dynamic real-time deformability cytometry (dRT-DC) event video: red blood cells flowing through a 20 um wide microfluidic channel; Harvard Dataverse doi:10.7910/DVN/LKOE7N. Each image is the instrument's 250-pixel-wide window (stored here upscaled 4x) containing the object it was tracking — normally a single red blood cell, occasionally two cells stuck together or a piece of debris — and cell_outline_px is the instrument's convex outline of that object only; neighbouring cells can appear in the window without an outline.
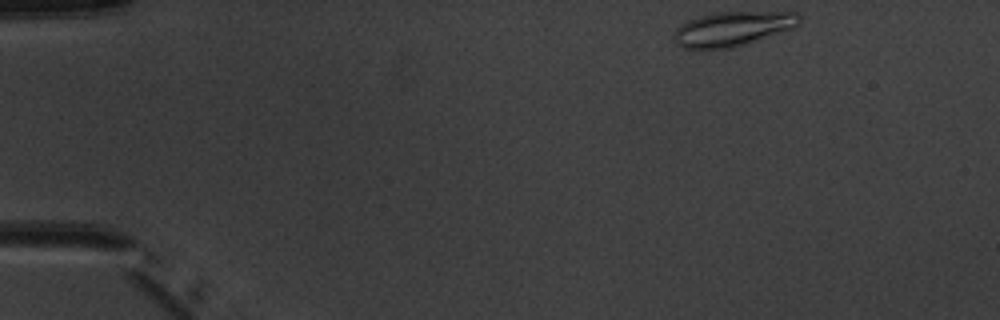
{"species": "common noctule bat (a hibernating species)", "species_latin": "Nyctalus noctula", "temperature_condition": "warm", "stored_images_in_passage": 5, "camera_frame_rate_fps": 3000, "um_per_image_px": 0.085, "animal": {"sex": "male", "body_mass_g": 20.1, "forearm_length_mm": 53.5}, "frame": {"image": 1, "passage_image": 1, "time_ms": 0.0, "image_size_px": [1000, 320], "cell_outline_px": [[800, 24], [792, 28], [732, 48], [684, 48], [676, 44], [672, 36], [676, 28], [680, 24], [688, 20], [700, 16], [716, 12], [796, 12], [800, 16]], "centroid_in_image_um": [62.23, 2.43], "position_along_channel_um": 22.8, "area_um2": 24.97}}
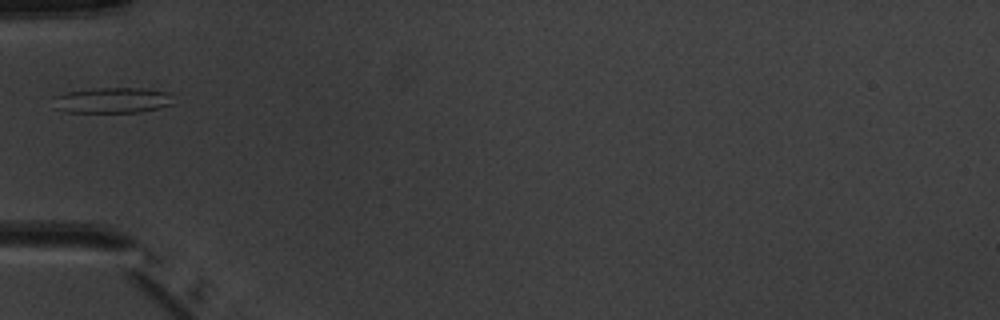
{"frame": {"image": 2, "passage_image": 4, "time_ms": 3.667, "image_size_px": [1000, 320], "cell_outline_px": [[176, 104], [160, 108], [140, 112], [64, 112], [52, 108], [52, 96], [64, 92], [96, 88], [140, 88], [168, 92]], "centroid_in_image_um": [9.49, 8.53], "position_along_channel_um": 75.5, "area_um2": 18.38}}
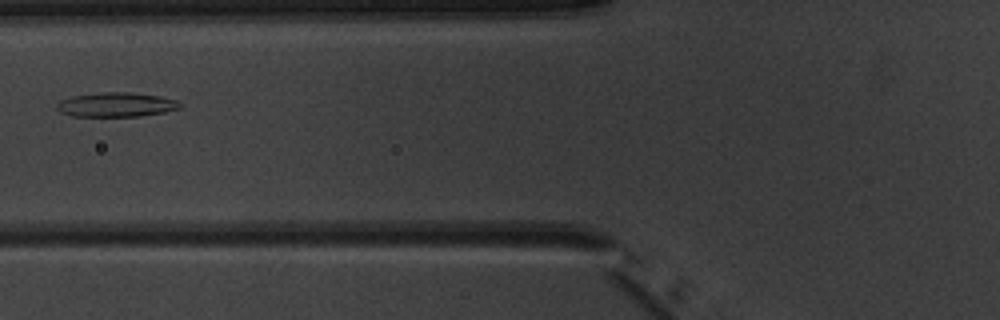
{"frame": {"image": 3, "passage_image": 5, "time_ms": 4.667, "image_size_px": [1000, 320], "cell_outline_px": [[184, 104], [180, 108], [164, 112], [140, 116], [72, 116], [60, 112], [56, 108], [56, 104], [60, 100], [72, 96], [100, 92], [132, 92], [160, 96], [176, 100]], "centroid_in_image_um": [9.88, 8.89], "position_along_channel_um": 115.9, "area_um2": 17.63}}